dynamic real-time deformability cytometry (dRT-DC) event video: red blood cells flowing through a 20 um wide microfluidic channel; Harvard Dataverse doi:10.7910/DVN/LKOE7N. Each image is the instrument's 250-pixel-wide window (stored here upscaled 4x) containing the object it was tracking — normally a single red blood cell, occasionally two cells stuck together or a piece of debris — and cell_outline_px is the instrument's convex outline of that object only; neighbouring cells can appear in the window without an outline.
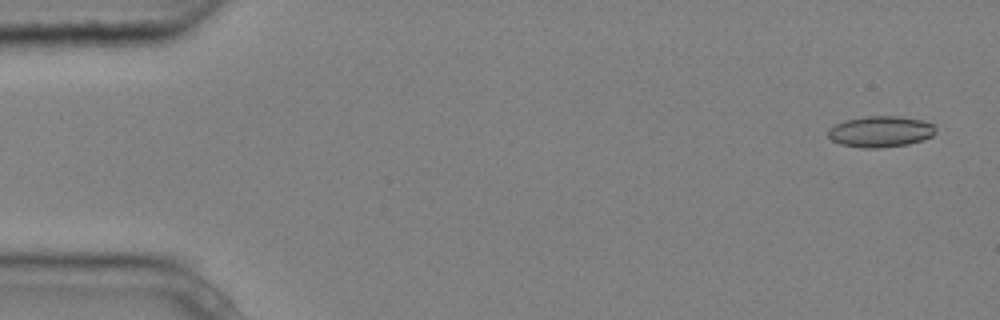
{"species": "common noctule bat (a hibernating species)", "species_latin": "Nyctalus noctula", "temperature_condition": "cold", "stored_images_in_passage": 4, "camera_frame_rate_fps": 3000, "um_per_image_px": 0.085, "animal": {"sex": "male", "body_mass_g": 20.4}, "frame": {"image": 1, "passage_image": 1, "time_ms": 0.0, "image_size_px": [1000, 320], "cell_outline_px": [[936, 132], [932, 136], [908, 144], [880, 148], [864, 148], [840, 144], [832, 140], [828, 136], [828, 128], [844, 120], [864, 116], [900, 116], [920, 120], [932, 124], [936, 128]], "centroid_in_image_um": [74.82, 11.18], "position_along_channel_um": 10.2, "area_um2": 19.48}}
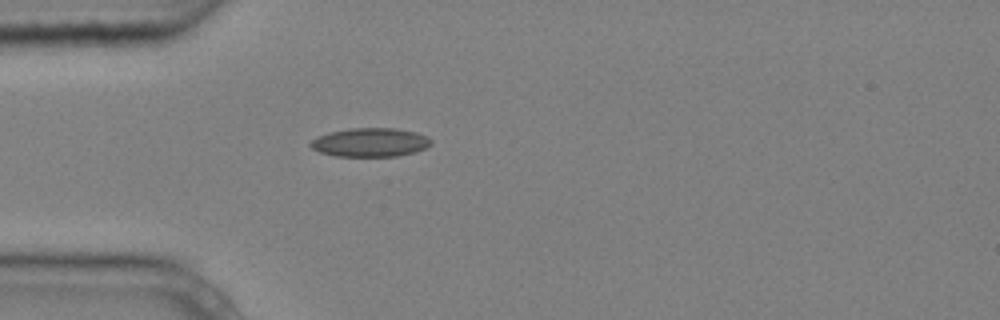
{"frame": {"image": 2, "passage_image": 4, "time_ms": 1.0, "image_size_px": [1000, 320], "cell_outline_px": [[432, 144], [416, 152], [396, 156], [336, 156], [320, 152], [312, 148], [308, 144], [316, 136], [328, 132], [352, 128], [392, 128], [416, 132], [428, 136], [432, 140]], "centroid_in_image_um": [31.47, 12.1], "position_along_channel_um": 53.5, "area_um2": 20.29}}